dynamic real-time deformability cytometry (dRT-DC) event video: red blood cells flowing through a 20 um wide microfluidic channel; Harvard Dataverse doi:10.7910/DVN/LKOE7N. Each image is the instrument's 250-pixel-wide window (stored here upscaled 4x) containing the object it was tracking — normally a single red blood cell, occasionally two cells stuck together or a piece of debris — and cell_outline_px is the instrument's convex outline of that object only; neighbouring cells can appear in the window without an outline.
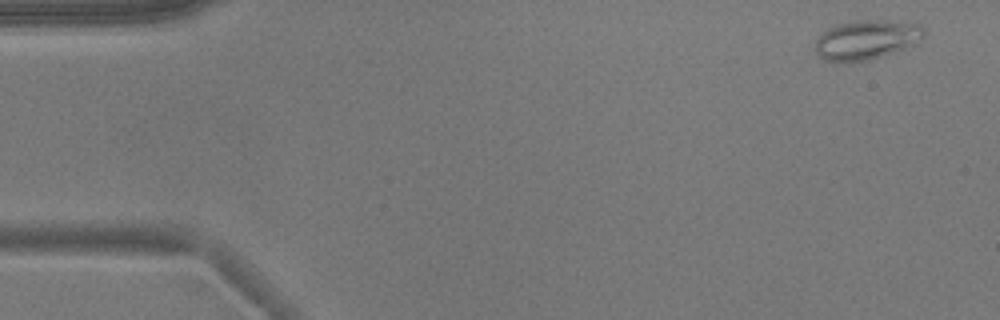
{"species": "common noctule bat (a hibernating species)", "species_latin": "Nyctalus noctula", "temperature_condition": "warm", "stored_images_in_passage": 4, "camera_frame_rate_fps": 3000, "um_per_image_px": 0.085, "animal": {"sex": "male", "body_mass_g": 17.9}, "frame": {"image": 1, "passage_image": 1, "time_ms": 0.0, "image_size_px": [1000, 320], "cell_outline_px": [[924, 36], [916, 44], [868, 60], [824, 60], [816, 52], [816, 40], [828, 28], [836, 24], [856, 20], [888, 20], [920, 24], [924, 28]], "centroid_in_image_um": [73.69, 3.34], "position_along_channel_um": 11.3, "area_um2": 24.57}}